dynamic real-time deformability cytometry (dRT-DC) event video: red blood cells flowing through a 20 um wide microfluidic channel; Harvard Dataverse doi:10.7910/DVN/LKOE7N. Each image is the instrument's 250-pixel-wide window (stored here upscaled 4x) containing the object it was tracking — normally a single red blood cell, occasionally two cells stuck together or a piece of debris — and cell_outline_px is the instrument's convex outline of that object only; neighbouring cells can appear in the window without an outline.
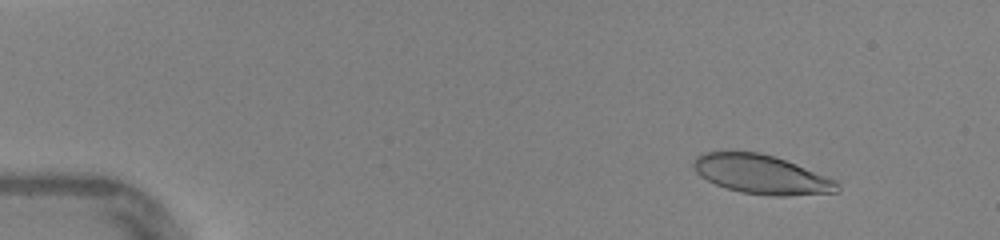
{"species": "human", "species_latin": "Homo sapiens", "temperature_condition": "warm", "stored_images_in_passage": 47, "camera_frame_rate_fps": 3000, "um_per_image_px": 0.085, "donor": {"sex": "female"}, "frame": {"image": 1, "passage_image": 6, "time_ms": 1.667, "image_size_px": [1000, 240], "cell_outline_px": [[840, 192], [788, 196], [772, 196], [740, 192], [724, 188], [700, 176], [692, 168], [692, 160], [700, 152], [760, 152], [776, 156], [836, 180], [840, 184]], "centroid_in_image_um": [64.71, 14.83], "position_along_channel_um": 20.3, "area_um2": 33.06}}
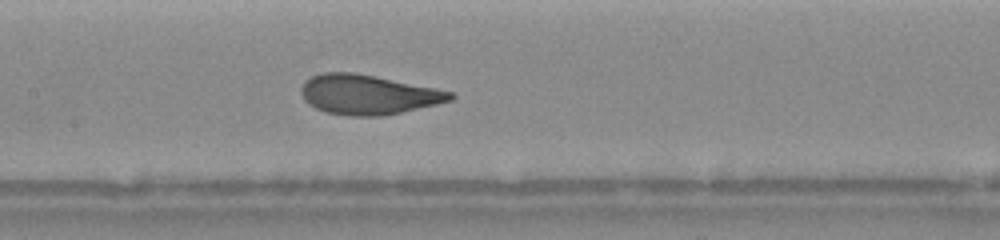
{"frame": {"image": 2, "passage_image": 24, "time_ms": 7.667, "image_size_px": [1000, 240], "cell_outline_px": [[456, 96], [452, 100], [436, 104], [384, 116], [352, 116], [324, 112], [308, 104], [304, 100], [300, 92], [300, 88], [304, 80], [312, 76], [324, 72], [352, 72], [436, 88], [452, 92]], "centroid_in_image_um": [31.24, 8.04], "position_along_channel_um": 176.2, "area_um2": 34.45}}
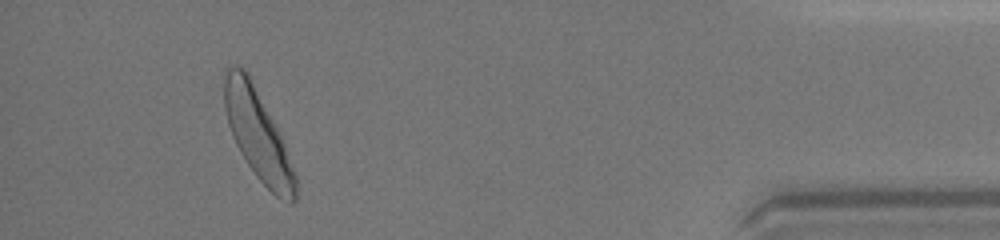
{"frame": {"image": 3, "passage_image": 44, "time_ms": 14.333, "image_size_px": [1000, 240], "cell_outline_px": [[296, 200], [292, 204], [288, 204], [280, 200], [256, 176], [240, 152], [232, 136], [228, 124], [224, 108], [224, 68], [244, 68], [276, 128], [284, 144], [296, 176]], "centroid_in_image_um": [21.91, 11.53], "position_along_channel_um": 413.3, "area_um2": 36.18}, "authors_computed_cell_mechanics": {"area_um2": 34.1598, "velocity_mm_per_s": 4.3554, "shape_relaxation_time_tau1_ms": 2.5079, "shape_relaxation_time_tau2_ms": null, "deformation_change_tau1": 0.1378, "deformation_change_tau2": null}}